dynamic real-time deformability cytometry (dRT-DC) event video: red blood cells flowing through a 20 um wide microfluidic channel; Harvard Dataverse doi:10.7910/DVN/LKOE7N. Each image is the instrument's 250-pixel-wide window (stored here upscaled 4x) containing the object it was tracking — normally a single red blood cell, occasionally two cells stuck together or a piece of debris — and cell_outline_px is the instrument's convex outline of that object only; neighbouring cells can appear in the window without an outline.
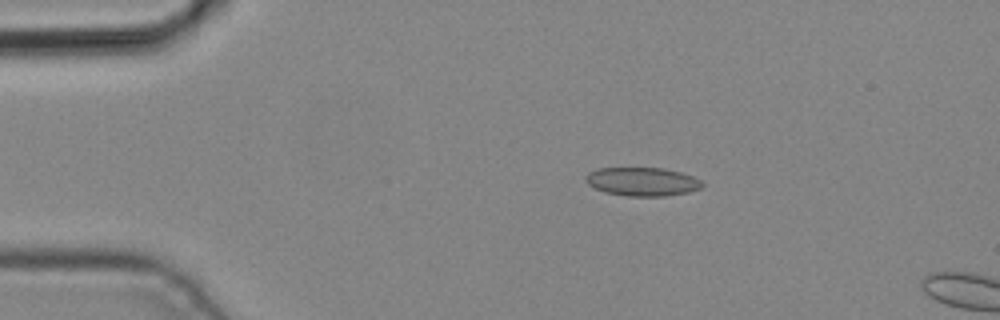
{"species": "common noctule bat (a hibernating species)", "species_latin": "Nyctalus noctula", "temperature_condition": "cold", "stored_images_in_passage": 3, "camera_frame_rate_fps": 3000, "um_per_image_px": 0.085, "animal": {"sex": "male", "body_mass_g": 19.2, "forearm_length_mm": 51.8}, "frame": {"image": 1, "passage_image": 2, "time_ms": 0.333, "image_size_px": [1000, 320], "cell_outline_px": [[704, 184], [700, 188], [688, 192], [664, 196], [628, 196], [604, 192], [588, 184], [584, 180], [584, 176], [588, 172], [596, 168], [664, 168], [680, 172], [692, 176], [700, 180]], "centroid_in_image_um": [54.56, 15.43], "position_along_channel_um": 30.4, "area_um2": 19.42}}